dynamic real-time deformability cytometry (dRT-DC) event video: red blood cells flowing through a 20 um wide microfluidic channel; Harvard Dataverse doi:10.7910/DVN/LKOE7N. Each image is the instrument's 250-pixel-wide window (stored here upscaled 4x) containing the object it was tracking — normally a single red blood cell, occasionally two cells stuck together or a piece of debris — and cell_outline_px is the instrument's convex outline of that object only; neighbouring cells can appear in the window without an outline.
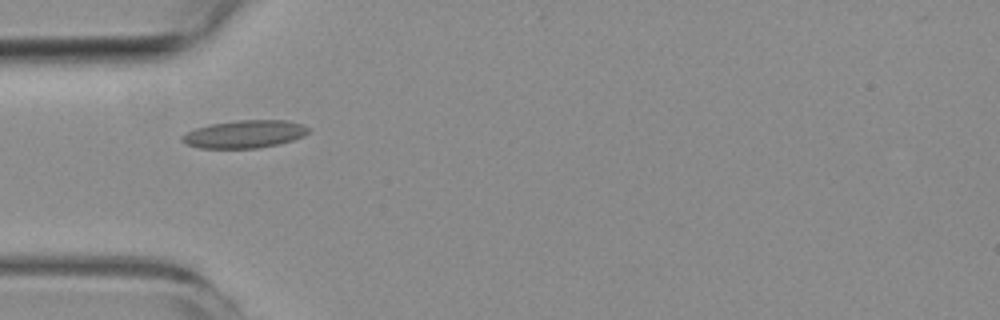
{"species": "common noctule bat (a hibernating species)", "species_latin": "Nyctalus noctula", "temperature_condition": "room temperature", "stored_images_in_passage": 5, "camera_frame_rate_fps": 3000, "um_per_image_px": 0.085, "animal": {"sex": "female", "body_mass_g": 19.3, "forearm_length_mm": 54.1}, "frame": {"image": 1, "passage_image": 5, "time_ms": 4.667, "image_size_px": [1000, 320], "cell_outline_px": [[308, 132], [304, 136], [292, 140], [276, 144], [256, 148], [200, 148], [184, 144], [180, 140], [180, 136], [196, 128], [212, 124], [236, 120], [288, 120], [304, 124], [308, 128]], "centroid_in_image_um": [20.77, 11.39], "position_along_channel_um": 64.2, "area_um2": 20.4}}